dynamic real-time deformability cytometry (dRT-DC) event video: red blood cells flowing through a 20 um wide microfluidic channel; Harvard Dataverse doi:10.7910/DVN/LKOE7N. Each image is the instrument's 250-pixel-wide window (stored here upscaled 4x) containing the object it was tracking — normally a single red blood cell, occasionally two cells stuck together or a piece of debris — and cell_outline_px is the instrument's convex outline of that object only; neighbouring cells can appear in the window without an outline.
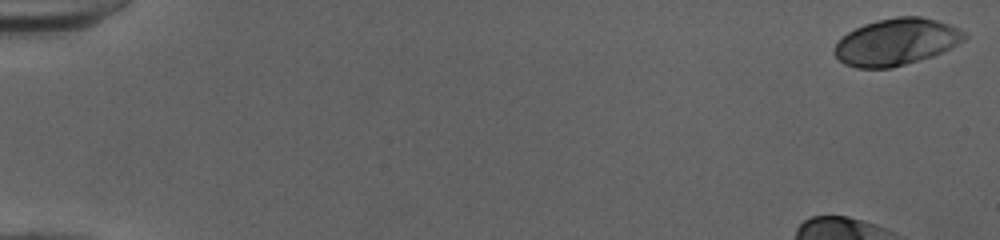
{"species": "human", "species_latin": "Homo sapiens", "temperature_condition": "cold", "stored_images_in_passage": 44, "camera_frame_rate_fps": 3000, "um_per_image_px": 0.085, "donor": {"sex": "female"}, "frame": {"image": 1, "passage_image": 1, "time_ms": 0.0, "image_size_px": [1000, 240], "cell_outline_px": [[968, 36], [964, 40], [932, 56], [892, 68], [856, 68], [844, 64], [832, 52], [836, 44], [848, 32], [864, 24], [876, 20], [896, 16], [920, 16], [936, 20], [948, 24], [968, 32]], "centroid_in_image_um": [76.18, 3.56], "position_along_channel_um": 8.8, "area_um2": 35.32}, "authors_computed_cell_mechanics": {"area_um2": 39.6219, "velocity_mm_per_s": 3.9637, "shape_relaxation_time_tau1_ms": 1.7748, "shape_relaxation_time_tau2_ms": null, "deformation_change_tau1": 0.1169, "deformation_change_tau2": null}}